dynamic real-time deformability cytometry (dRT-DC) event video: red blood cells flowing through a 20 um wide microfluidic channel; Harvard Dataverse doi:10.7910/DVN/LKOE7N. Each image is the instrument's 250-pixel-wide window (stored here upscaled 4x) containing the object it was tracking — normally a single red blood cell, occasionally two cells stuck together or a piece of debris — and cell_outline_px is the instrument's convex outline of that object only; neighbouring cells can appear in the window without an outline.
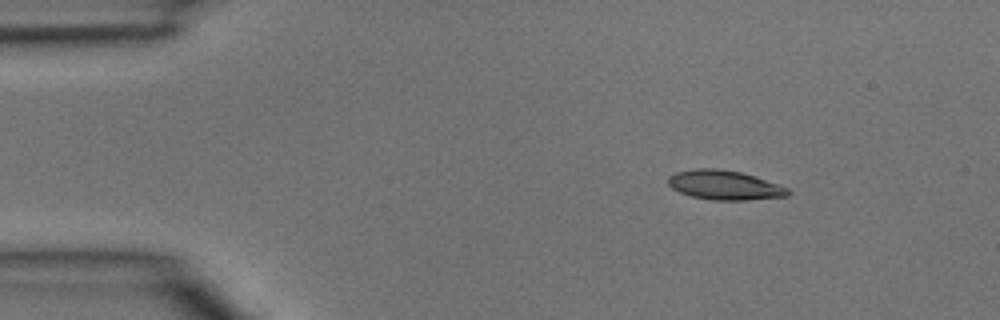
{"species": "common noctule bat (a hibernating species)", "species_latin": "Nyctalus noctula", "temperature_condition": "room temperature", "stored_images_in_passage": 3, "camera_frame_rate_fps": 3000, "um_per_image_px": 0.085, "animal": {"sex": "male", "body_mass_g": 15.6}, "frame": {"image": 1, "passage_image": 1, "time_ms": 0.0, "image_size_px": [1000, 320], "cell_outline_px": [[792, 192], [788, 196], [748, 200], [712, 200], [692, 196], [680, 192], [672, 188], [668, 184], [668, 176], [676, 172], [696, 168], [716, 168], [740, 172], [788, 188]], "centroid_in_image_um": [61.56, 15.74], "position_along_channel_um": 23.4, "area_um2": 20.35}}
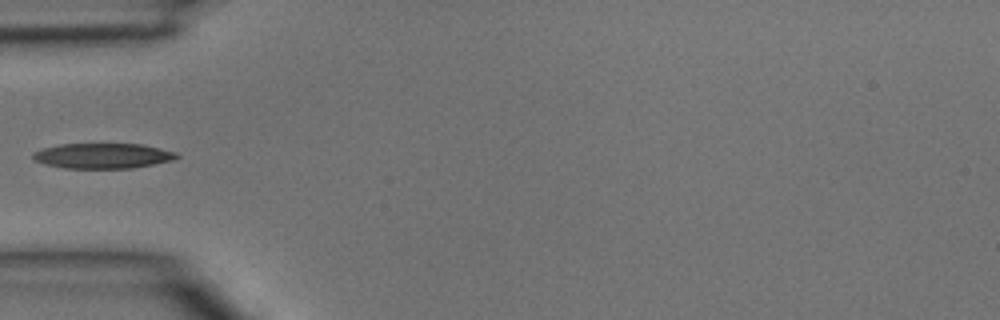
{"frame": {"image": 2, "passage_image": 3, "time_ms": 0.667, "image_size_px": [1000, 320], "cell_outline_px": [[180, 156], [172, 160], [132, 168], [64, 168], [44, 164], [36, 160], [32, 156], [32, 152], [44, 148], [60, 144], [140, 144], [160, 148], [176, 152]], "centroid_in_image_um": [8.72, 13.24], "position_along_channel_um": 76.3, "area_um2": 20.98}}